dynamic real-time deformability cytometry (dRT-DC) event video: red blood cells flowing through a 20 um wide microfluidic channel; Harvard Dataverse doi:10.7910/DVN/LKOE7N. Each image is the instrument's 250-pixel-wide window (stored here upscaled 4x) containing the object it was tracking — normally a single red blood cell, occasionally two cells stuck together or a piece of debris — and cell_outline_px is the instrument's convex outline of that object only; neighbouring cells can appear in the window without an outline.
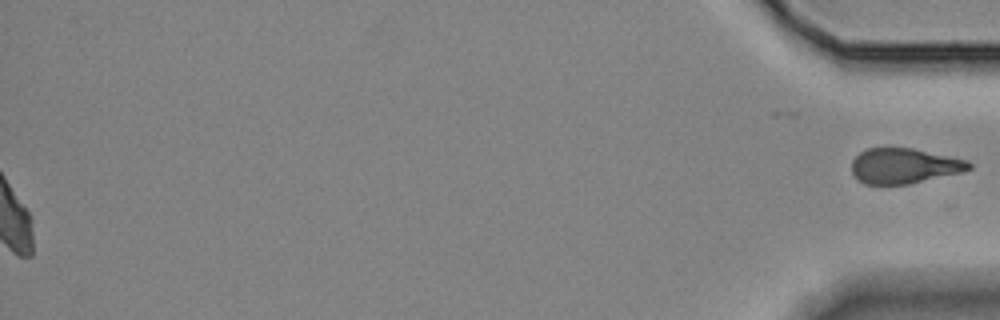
{"species": "Egyptian fruit bat (a non-hibernating species)", "species_latin": "Rousettus aegyptiacus", "temperature_condition": "room temperature", "stored_images_in_passage": 45, "segment_of_instrument_passage": [2, 2], "camera_frame_rate_fps": 3000, "um_per_image_px": 0.085, "animal": {"sex": "female"}, "frame": {"image": 1, "passage_image": 45, "time_ms": 14.667, "image_size_px": [1000, 320], "cell_outline_px": [[972, 168], [964, 172], [908, 184], [864, 184], [856, 180], [852, 172], [852, 160], [860, 152], [868, 148], [912, 148], [968, 160], [972, 164]], "centroid_in_image_um": [76.86, 14.11], "position_along_channel_um": 358.3, "area_um2": 24.22}}